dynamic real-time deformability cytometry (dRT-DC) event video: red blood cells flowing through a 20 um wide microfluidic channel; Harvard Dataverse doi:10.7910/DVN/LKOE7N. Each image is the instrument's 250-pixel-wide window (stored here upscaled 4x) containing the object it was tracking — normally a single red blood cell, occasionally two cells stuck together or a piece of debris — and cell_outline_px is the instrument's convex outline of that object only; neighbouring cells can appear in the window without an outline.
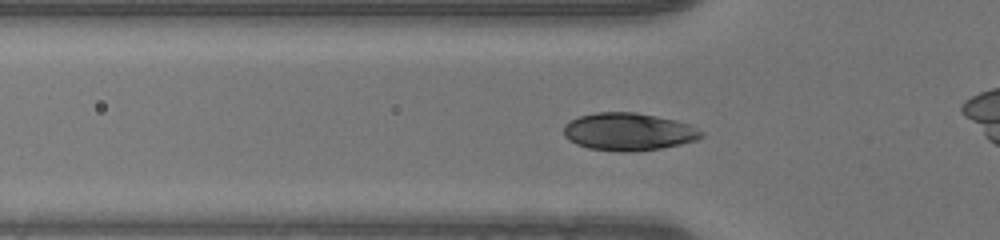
{"species": "human", "species_latin": "Homo sapiens", "temperature_condition": "warm", "stored_images_in_passage": 42, "camera_frame_rate_fps": 3000, "um_per_image_px": 0.085, "donor": {"sex": "male"}, "frame": {"image": 1, "passage_image": 7, "time_ms": 2.0, "image_size_px": [1000, 240], "cell_outline_px": [[704, 136], [696, 140], [680, 144], [660, 148], [632, 152], [620, 152], [588, 148], [576, 144], [568, 140], [564, 136], [564, 124], [580, 116], [596, 112], [636, 112], [676, 120], [692, 124], [704, 132]], "centroid_in_image_um": [53.44, 11.2], "position_along_channel_um": 72.4, "area_um2": 30.4}}
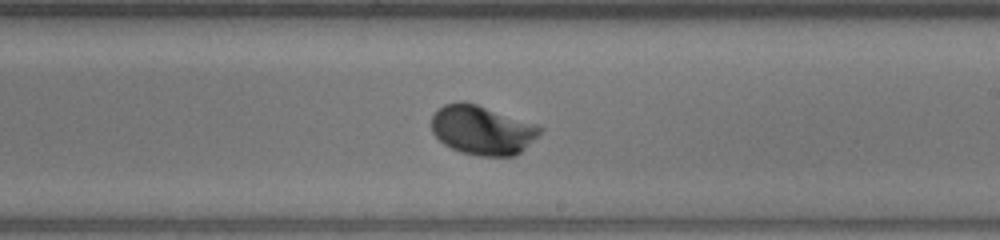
{"frame": {"image": 2, "passage_image": 20, "time_ms": 6.333, "image_size_px": [1000, 240], "cell_outline_px": [[544, 128], [516, 156], [476, 156], [460, 152], [444, 144], [432, 132], [432, 116], [444, 104], [456, 100], [464, 100], [540, 124]], "centroid_in_image_um": [41.0, 11.03], "position_along_channel_um": 248.0, "area_um2": 31.39}}
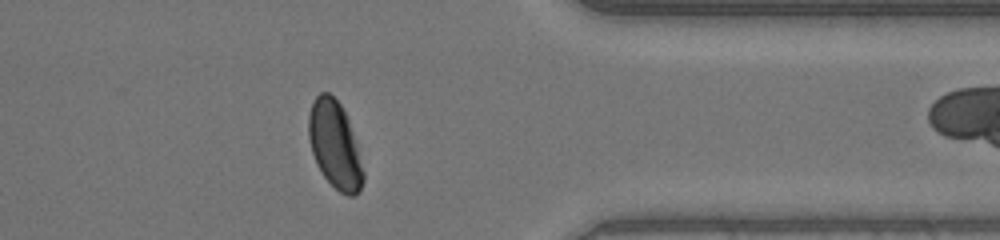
{"frame": {"image": 3, "passage_image": 31, "time_ms": 10.0, "image_size_px": [1000, 240], "cell_outline_px": [[364, 180], [360, 192], [356, 196], [348, 196], [340, 192], [324, 176], [316, 164], [312, 152], [308, 136], [308, 116], [312, 104], [316, 96], [320, 92], [328, 92], [340, 104], [348, 120], [356, 144], [364, 172]], "centroid_in_image_um": [28.45, 12.35], "position_along_channel_um": 382.9, "area_um2": 27.51}}